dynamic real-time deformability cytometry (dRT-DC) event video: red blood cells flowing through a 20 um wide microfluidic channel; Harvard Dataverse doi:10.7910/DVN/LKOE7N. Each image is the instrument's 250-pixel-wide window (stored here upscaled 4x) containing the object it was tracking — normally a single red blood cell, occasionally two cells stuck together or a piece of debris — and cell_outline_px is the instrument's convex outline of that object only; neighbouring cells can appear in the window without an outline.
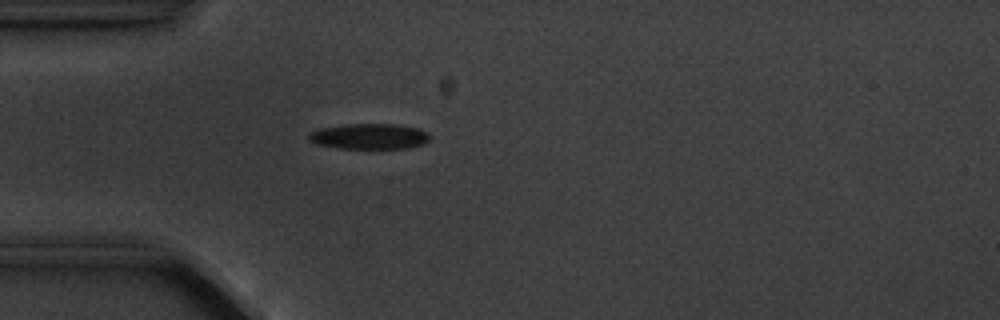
{"species": "common noctule bat (a hibernating species)", "species_latin": "Nyctalus noctula", "temperature_condition": "cold", "stored_images_in_passage": 1, "camera_frame_rate_fps": 3000, "um_per_image_px": 0.085, "animal": {"sex": "male", "body_mass_g": 20.1, "forearm_length_mm": 53.5}, "frame": {"image": 1, "passage_image": 1, "time_ms": 0.0, "image_size_px": [1000, 320], "cell_outline_px": [[428, 140], [424, 144], [408, 148], [340, 148], [316, 144], [308, 140], [308, 132], [320, 128], [348, 124], [396, 124], [420, 128], [428, 132]], "centroid_in_image_um": [31.38, 11.58], "position_along_channel_um": 53.6, "area_um2": 18.09}}